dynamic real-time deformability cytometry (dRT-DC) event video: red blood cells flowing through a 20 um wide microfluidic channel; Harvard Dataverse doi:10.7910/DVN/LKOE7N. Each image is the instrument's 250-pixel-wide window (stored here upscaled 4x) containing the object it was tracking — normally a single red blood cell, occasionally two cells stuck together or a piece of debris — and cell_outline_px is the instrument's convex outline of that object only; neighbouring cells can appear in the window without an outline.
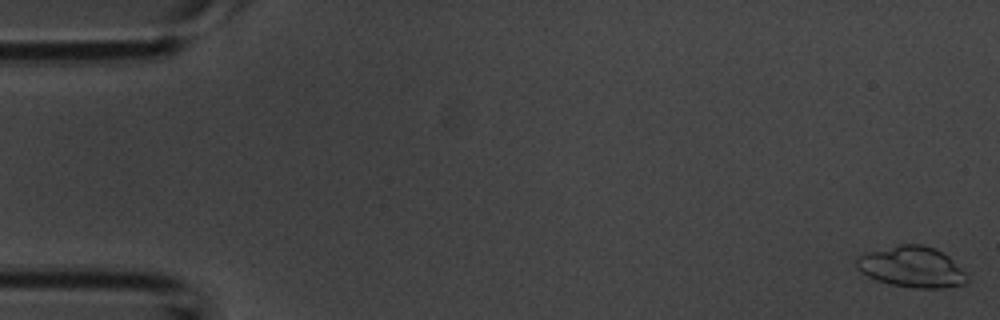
{"species": "common noctule bat (a hibernating species)", "species_latin": "Nyctalus noctula", "temperature_condition": "room temperature", "stored_images_in_passage": 55, "camera_frame_rate_fps": 3000, "um_per_image_px": 0.085, "animal": {"sex": "male", "body_mass_g": 20.1, "forearm_length_mm": 53.5}, "frame": {"image": 1, "passage_image": 1, "time_ms": 0.0, "image_size_px": [1000, 320], "cell_outline_px": [[968, 280], [964, 284], [944, 288], [916, 288], [892, 284], [876, 280], [860, 272], [856, 268], [856, 256], [864, 252], [900, 244], [920, 244], [936, 248], [948, 256], [968, 276]], "centroid_in_image_um": [77.47, 22.68], "position_along_channel_um": 7.5, "area_um2": 26.47}}
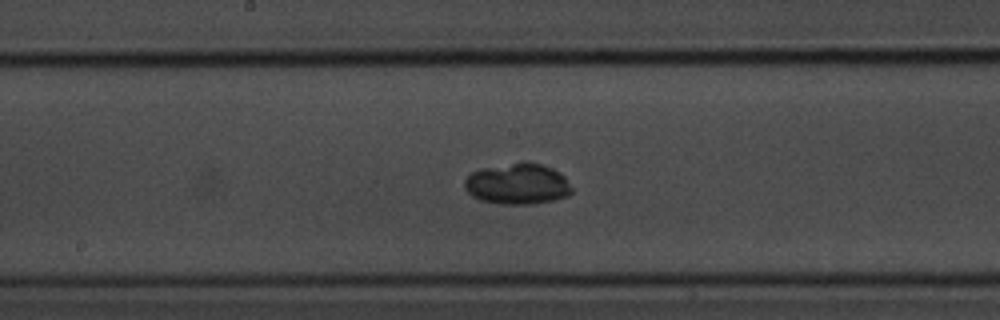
{"frame": {"image": 2, "passage_image": 28, "time_ms": 9.0, "image_size_px": [1000, 320], "cell_outline_px": [[572, 192], [568, 196], [552, 200], [532, 204], [500, 204], [480, 200], [472, 196], [464, 188], [464, 180], [472, 172], [480, 168], [524, 160], [528, 160], [552, 168], [560, 172], [564, 176], [572, 188]], "centroid_in_image_um": [43.98, 15.61], "position_along_channel_um": 204.2, "area_um2": 26.01}}
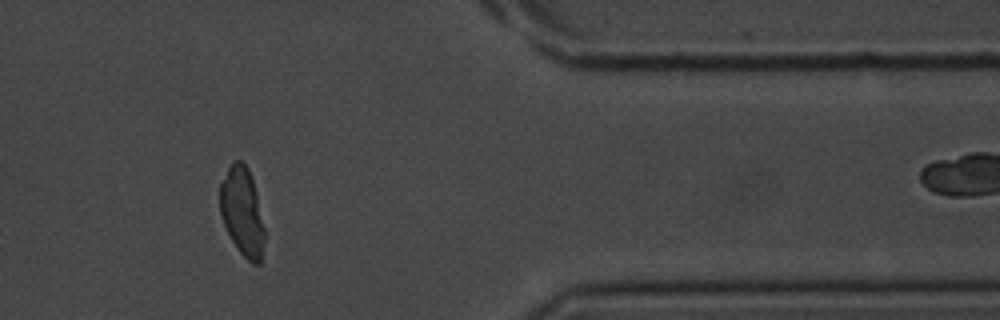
{"frame": {"image": 3, "passage_image": 45, "time_ms": 14.667, "image_size_px": [1000, 320], "cell_outline_px": [[264, 244], [260, 264], [252, 264], [236, 248], [224, 224], [220, 212], [220, 184], [232, 160], [240, 160], [248, 168], [256, 192], [264, 228]], "centroid_in_image_um": [20.59, 18.0], "position_along_channel_um": 390.8, "area_um2": 22.77}, "authors_computed_cell_mechanics": {"area_um2": 24.6228, "velocity_mm_per_s": 3.7062, "shape_relaxation_time_tau1_ms": 2.7471, "shape_relaxation_time_tau2_ms": null, "deformation_change_tau1": 0.1032, "deformation_change_tau2": null}}